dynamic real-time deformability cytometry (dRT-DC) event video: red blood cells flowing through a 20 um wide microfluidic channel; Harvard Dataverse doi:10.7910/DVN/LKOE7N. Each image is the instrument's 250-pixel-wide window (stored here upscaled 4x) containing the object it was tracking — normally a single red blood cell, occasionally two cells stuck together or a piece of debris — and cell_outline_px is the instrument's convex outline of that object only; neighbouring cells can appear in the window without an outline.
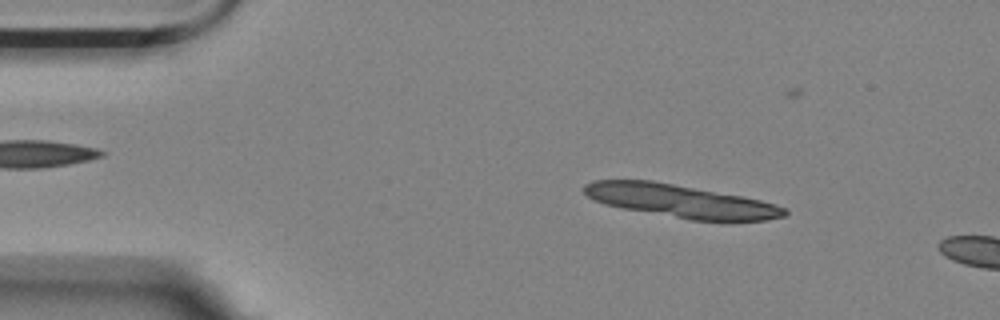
{"species": "Egyptian fruit bat (a non-hibernating species)", "species_latin": "Rousettus aegyptiacus", "temperature_condition": "room temperature", "stored_images_in_passage": 14, "camera_frame_rate_fps": 3000, "um_per_image_px": 0.085, "animal": {"sex": "female"}, "frame": {"image": 1, "passage_image": 7, "time_ms": 2.0, "image_size_px": [1000, 320], "cell_outline_px": [[788, 212], [784, 216], [764, 220], [692, 220], [624, 208], [604, 204], [588, 196], [584, 192], [584, 184], [592, 180], [652, 180], [740, 196], [760, 200], [776, 204], [784, 208]], "centroid_in_image_um": [57.82, 17.07], "position_along_channel_um": 27.2, "area_um2": 37.74}}